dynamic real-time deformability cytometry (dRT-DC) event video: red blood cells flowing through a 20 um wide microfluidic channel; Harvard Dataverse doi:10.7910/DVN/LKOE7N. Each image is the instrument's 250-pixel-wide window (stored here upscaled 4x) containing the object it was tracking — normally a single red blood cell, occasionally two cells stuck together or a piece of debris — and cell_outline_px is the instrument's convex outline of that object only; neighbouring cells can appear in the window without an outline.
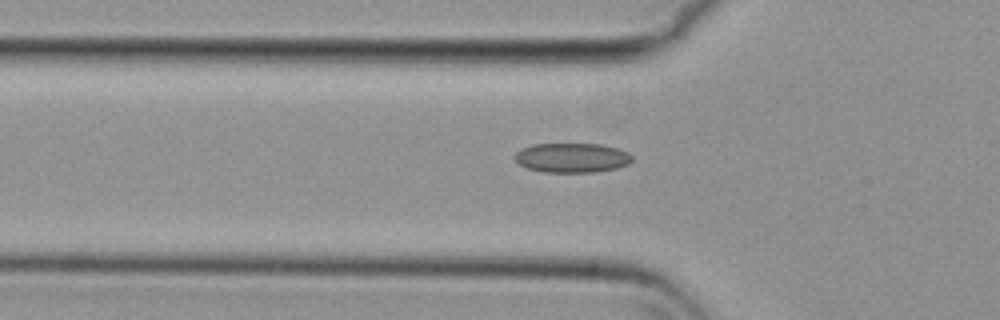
{"species": "common noctule bat (a hibernating species)", "species_latin": "Nyctalus noctula", "temperature_condition": "cold", "stored_images_in_passage": 9, "camera_frame_rate_fps": 3000, "um_per_image_px": 0.085, "animal": {"sex": "female", "body_mass_g": 29.2, "forearm_length_mm": 56.3}, "frame": {"image": 1, "passage_image": 3, "time_ms": 0.667, "image_size_px": [1000, 320], "cell_outline_px": [[632, 160], [628, 164], [616, 168], [596, 172], [544, 172], [528, 168], [520, 164], [516, 160], [516, 152], [520, 148], [532, 144], [600, 144], [616, 148], [628, 152], [632, 156]], "centroid_in_image_um": [48.62, 13.4], "position_along_channel_um": 77.2, "area_um2": 20.11}}
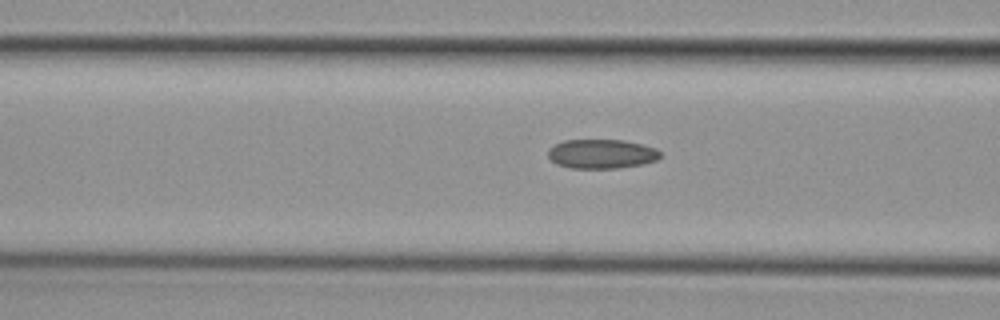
{"frame": {"image": 2, "passage_image": 6, "time_ms": 1.667, "image_size_px": [1000, 320], "cell_outline_px": [[660, 156], [656, 160], [644, 164], [616, 168], [572, 168], [556, 164], [548, 156], [548, 148], [564, 140], [624, 140], [656, 148], [660, 152]], "centroid_in_image_um": [51.12, 13.08], "position_along_channel_um": 115.5, "area_um2": 19.07}}